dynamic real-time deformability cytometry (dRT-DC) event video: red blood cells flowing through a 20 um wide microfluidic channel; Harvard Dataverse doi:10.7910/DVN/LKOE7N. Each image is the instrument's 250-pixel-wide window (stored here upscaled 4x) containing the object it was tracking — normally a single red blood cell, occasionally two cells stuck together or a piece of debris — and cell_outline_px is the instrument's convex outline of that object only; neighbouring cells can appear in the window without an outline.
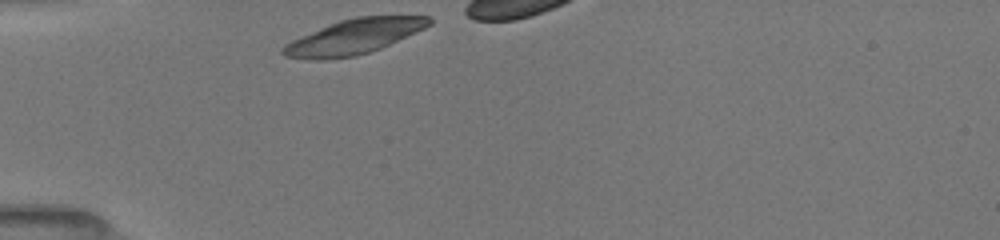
{"species": "common noctule bat (a hibernating species)", "species_latin": "Nyctalus noctula", "temperature_condition": "room temperature", "stored_images_in_passage": 2, "camera_frame_rate_fps": 3000, "um_per_image_px": 0.085, "animal": {"sex": "female", "body_mass_g": 19.5, "forearm_length_mm": 54.1}, "frame": {"image": 1, "passage_image": 1, "time_ms": 0.0, "image_size_px": [1000, 240], "cell_outline_px": [[432, 24], [424, 28], [380, 48], [356, 56], [324, 60], [316, 60], [284, 56], [280, 52], [280, 48], [284, 44], [300, 36], [328, 24], [340, 20], [356, 16], [432, 16]], "centroid_in_image_um": [30.04, 3.12], "position_along_channel_um": 55.0, "area_um2": 29.65}}